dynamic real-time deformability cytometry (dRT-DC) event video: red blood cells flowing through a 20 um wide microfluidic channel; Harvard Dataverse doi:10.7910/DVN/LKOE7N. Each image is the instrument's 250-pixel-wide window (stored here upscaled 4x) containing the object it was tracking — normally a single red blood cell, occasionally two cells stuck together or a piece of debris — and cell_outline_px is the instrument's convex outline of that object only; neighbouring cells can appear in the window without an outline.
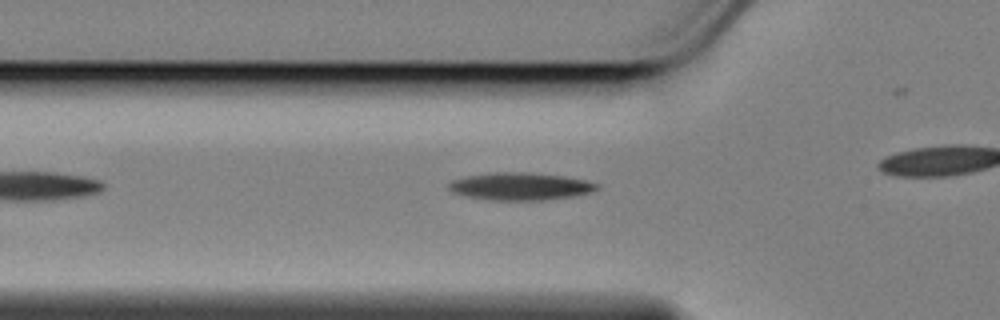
{"species": "Egyptian fruit bat (a non-hibernating species)", "species_latin": "Rousettus aegyptiacus", "temperature_condition": "cold", "stored_images_in_passage": 35, "camera_frame_rate_fps": 3000, "um_per_image_px": 0.085, "animal": {"sex": "female"}, "frame": {"image": 1, "passage_image": 8, "time_ms": 2.333, "image_size_px": [1000, 320], "cell_outline_px": [[600, 188], [592, 192], [572, 196], [544, 200], [492, 200], [468, 196], [452, 192], [448, 188], [448, 184], [452, 180], [468, 176], [496, 172], [528, 172], [564, 176], [584, 180], [600, 184]], "centroid_in_image_um": [44.26, 15.84], "position_along_channel_um": 81.5, "area_um2": 23.64}}
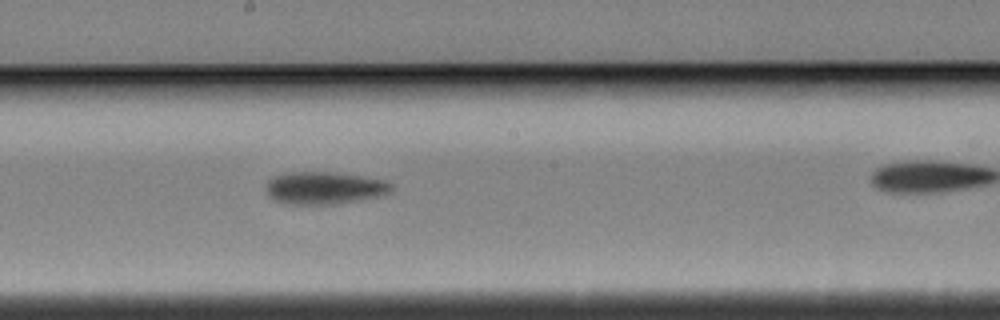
{"frame": {"image": 2, "passage_image": 20, "time_ms": 6.333, "image_size_px": [1000, 320], "cell_outline_px": [[392, 188], [384, 196], [332, 204], [284, 204], [268, 196], [268, 180], [272, 176], [292, 172], [336, 172], [384, 180], [392, 184]], "centroid_in_image_um": [27.58, 15.97], "position_along_channel_um": 220.6, "area_um2": 23.58}}
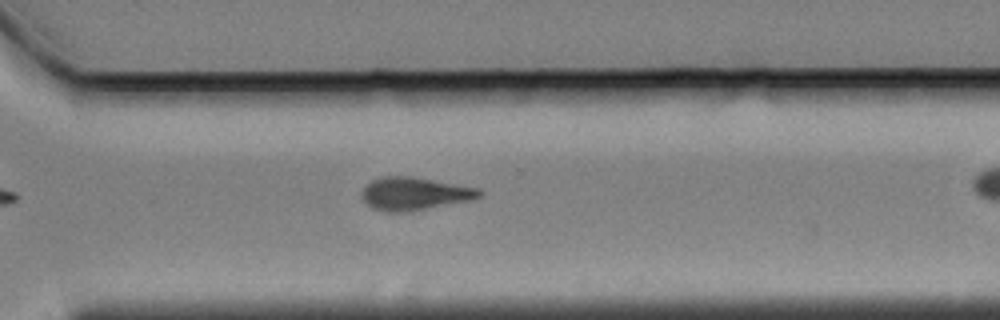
{"frame": {"image": 3, "passage_image": 30, "time_ms": 9.667, "image_size_px": [1000, 320], "cell_outline_px": [[484, 192], [480, 196], [468, 200], [412, 212], [388, 212], [372, 208], [364, 200], [360, 192], [372, 180], [384, 176], [412, 176], [476, 188]], "centroid_in_image_um": [35.19, 16.47], "position_along_channel_um": 335.4, "area_um2": 22.31}}